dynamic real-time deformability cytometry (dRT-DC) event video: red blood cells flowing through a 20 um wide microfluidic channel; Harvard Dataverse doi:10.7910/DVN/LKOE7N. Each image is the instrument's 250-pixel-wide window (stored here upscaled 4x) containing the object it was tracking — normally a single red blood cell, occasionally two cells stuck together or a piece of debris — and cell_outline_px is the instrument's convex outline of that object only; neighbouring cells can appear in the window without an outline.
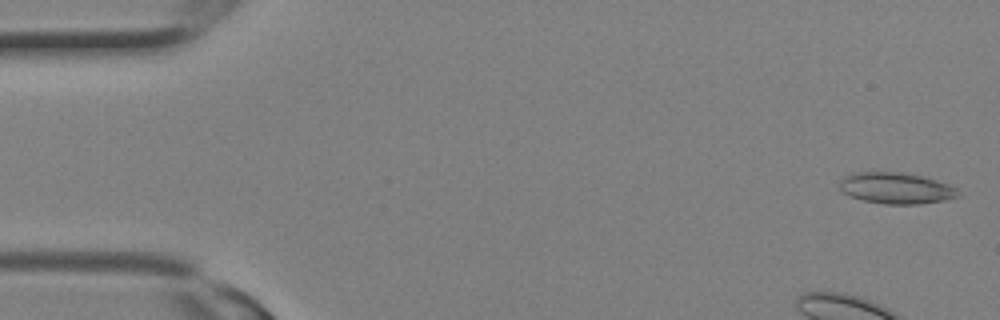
{"species": "Egyptian fruit bat (a non-hibernating species)", "species_latin": "Rousettus aegyptiacus", "temperature_condition": "room temperature", "stored_images_in_passage": 10, "camera_frame_rate_fps": 3000, "um_per_image_px": 0.085, "animal": {"sex": "female"}, "frame": {"image": 1, "passage_image": 1, "time_ms": 0.0, "image_size_px": [1000, 320], "cell_outline_px": [[960, 196], [944, 200], [920, 204], [884, 204], [860, 200], [844, 192], [840, 188], [840, 180], [844, 176], [852, 172], [904, 172], [924, 176], [948, 184], [956, 188]], "centroid_in_image_um": [76.16, 15.99], "position_along_channel_um": 8.8, "area_um2": 21.68}}